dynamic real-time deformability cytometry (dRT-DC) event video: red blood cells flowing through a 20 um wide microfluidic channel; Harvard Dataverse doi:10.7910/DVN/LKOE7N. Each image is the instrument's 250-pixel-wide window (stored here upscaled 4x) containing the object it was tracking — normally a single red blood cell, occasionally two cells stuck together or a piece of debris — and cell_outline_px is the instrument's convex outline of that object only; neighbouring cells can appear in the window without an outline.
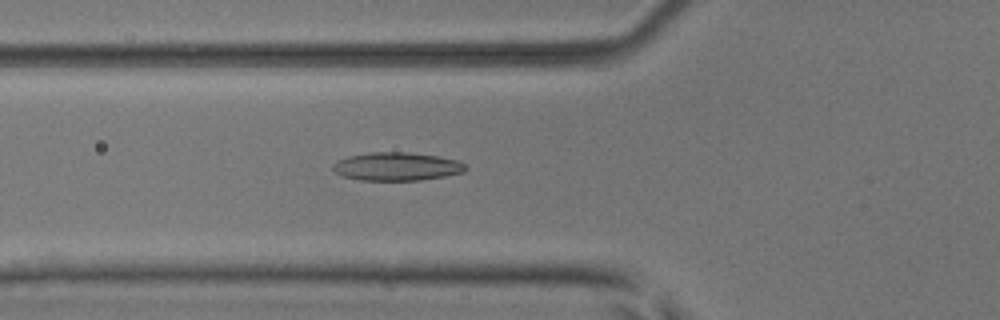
{"species": "common noctule bat (a hibernating species)", "species_latin": "Nyctalus noctula", "temperature_condition": "room temperature", "stored_images_in_passage": 34, "camera_frame_rate_fps": 3000, "um_per_image_px": 0.085, "animal": {"sex": "male", "body_mass_g": 17.9, "forearm_length_mm": 54.2}, "frame": {"image": 1, "passage_image": 2, "time_ms": 0.333, "image_size_px": [1000, 320], "cell_outline_px": [[468, 168], [464, 172], [444, 176], [420, 180], [360, 180], [344, 176], [336, 172], [332, 168], [332, 164], [336, 160], [348, 156], [372, 152], [408, 152], [436, 156], [460, 160]], "centroid_in_image_um": [33.73, 14.14], "position_along_channel_um": 92.1, "area_um2": 21.85}}
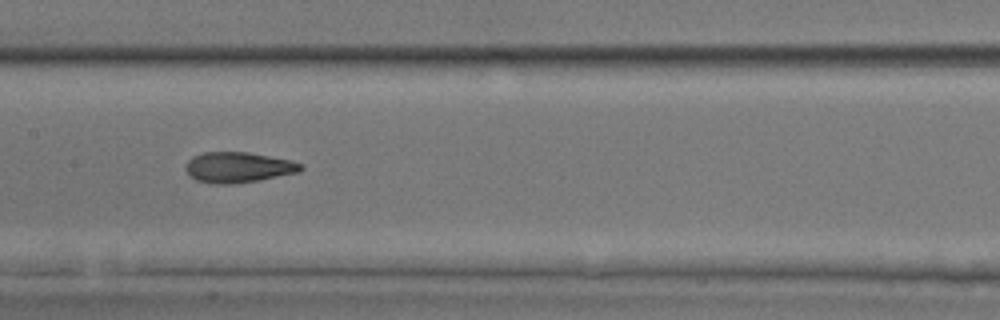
{"frame": {"image": 2, "passage_image": 9, "time_ms": 2.667, "image_size_px": [1000, 320], "cell_outline_px": [[304, 168], [300, 172], [260, 180], [236, 184], [212, 184], [196, 180], [184, 168], [188, 160], [192, 156], [204, 152], [248, 152], [288, 160], [304, 164]], "centroid_in_image_um": [20.25, 14.23], "position_along_channel_um": 187.1, "area_um2": 20.58}}
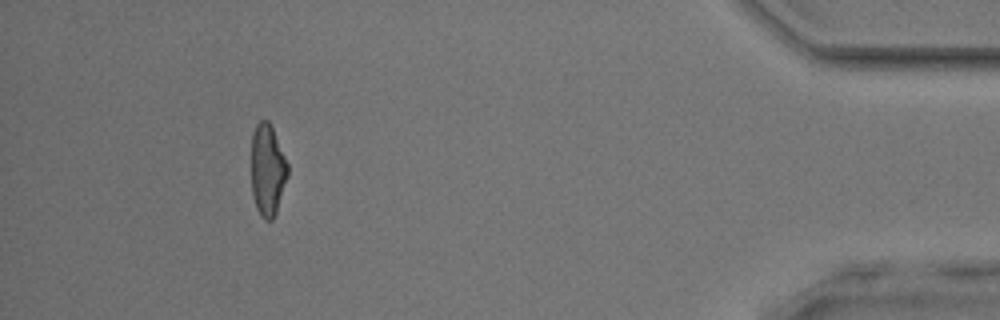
{"frame": {"image": 3, "passage_image": 30, "time_ms": 9.667, "image_size_px": [1000, 320], "cell_outline_px": [[288, 176], [276, 212], [272, 220], [264, 220], [260, 216], [256, 208], [252, 192], [252, 132], [256, 124], [260, 120], [268, 120], [272, 128], [288, 164]], "centroid_in_image_um": [22.73, 14.47], "position_along_channel_um": 412.5, "area_um2": 19.36}}